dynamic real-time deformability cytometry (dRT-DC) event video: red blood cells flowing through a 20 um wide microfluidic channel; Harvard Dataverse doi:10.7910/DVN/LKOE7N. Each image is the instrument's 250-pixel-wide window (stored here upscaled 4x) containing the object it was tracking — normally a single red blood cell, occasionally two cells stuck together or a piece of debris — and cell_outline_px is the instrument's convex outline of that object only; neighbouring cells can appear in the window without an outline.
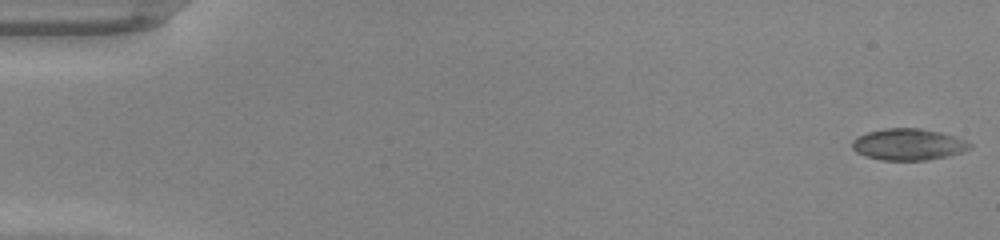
{"species": "common noctule bat (a hibernating species)", "species_latin": "Nyctalus noctula", "temperature_condition": "warm", "stored_images_in_passage": 48, "camera_frame_rate_fps": 3000, "um_per_image_px": 0.085, "animal": {"sex": "male", "body_mass_g": 20.0, "forearm_length_mm": 53.3}, "frame": {"image": 1, "passage_image": 1, "time_ms": 0.0, "image_size_px": [1000, 240], "cell_outline_px": [[972, 148], [948, 156], [928, 160], [880, 160], [864, 156], [856, 152], [852, 148], [852, 140], [856, 136], [868, 132], [888, 128], [920, 128], [940, 132], [956, 136], [968, 140], [972, 144]], "centroid_in_image_um": [77.22, 12.27], "position_along_channel_um": 7.8, "area_um2": 21.85}}
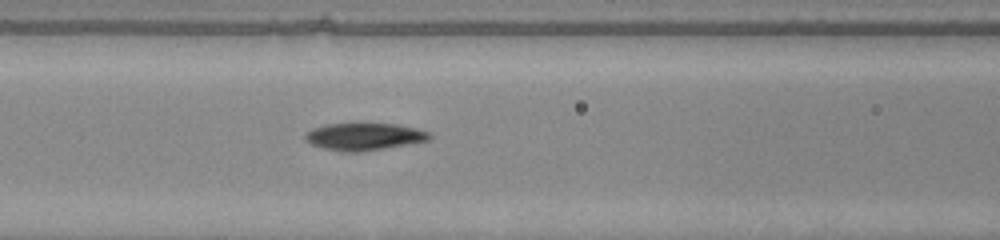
{"frame": {"image": 2, "passage_image": 21, "time_ms": 6.667, "image_size_px": [1000, 240], "cell_outline_px": [[432, 136], [428, 140], [408, 144], [360, 152], [344, 152], [324, 148], [312, 144], [304, 136], [312, 128], [328, 124], [396, 124], [416, 128], [428, 132]], "centroid_in_image_um": [30.97, 11.61], "position_along_channel_um": 135.6, "area_um2": 19.36}}
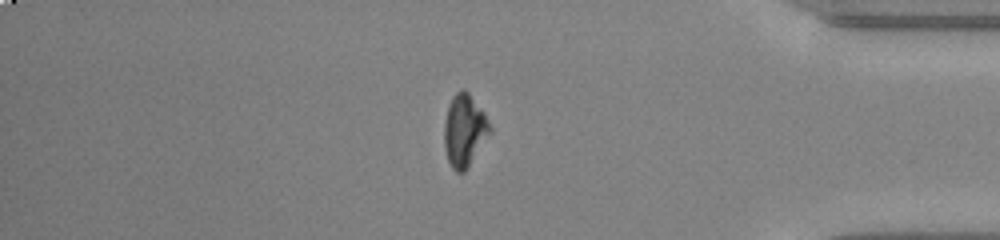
{"frame": {"image": 3, "passage_image": 41, "time_ms": 13.333, "image_size_px": [1000, 240], "cell_outline_px": [[492, 132], [468, 168], [464, 172], [456, 172], [452, 168], [448, 160], [444, 148], [444, 124], [448, 104], [452, 96], [460, 88], [464, 88], [468, 92], [484, 112], [492, 128]], "centroid_in_image_um": [39.48, 11.08], "position_along_channel_um": 395.7, "area_um2": 19.59}, "authors_computed_cell_mechanics": {"area_um2": 20.3456, "velocity_mm_per_s": 4.3089, "shape_relaxation_time_tau1_ms": 2.9455, "shape_relaxation_time_tau2_ms": null, "deformation_change_tau1": 0.1332, "deformation_change_tau2": null}}